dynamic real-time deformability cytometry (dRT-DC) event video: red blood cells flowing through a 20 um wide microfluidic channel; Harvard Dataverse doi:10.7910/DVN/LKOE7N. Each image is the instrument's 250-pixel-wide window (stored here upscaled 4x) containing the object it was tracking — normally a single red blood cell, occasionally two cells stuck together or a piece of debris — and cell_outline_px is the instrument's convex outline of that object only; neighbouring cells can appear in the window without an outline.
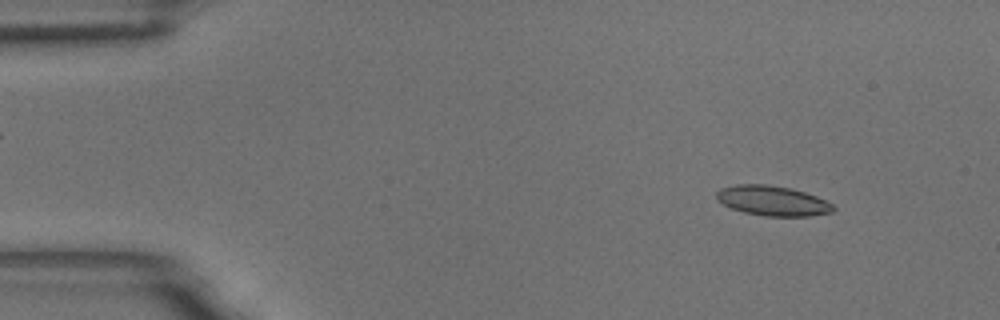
{"species": "common noctule bat (a hibernating species)", "species_latin": "Nyctalus noctula", "temperature_condition": "room temperature", "stored_images_in_passage": 5, "camera_frame_rate_fps": 3000, "um_per_image_px": 0.085, "animal": {"sex": "male", "body_mass_g": 18.8}, "frame": {"image": 1, "passage_image": 1, "time_ms": 0.0, "image_size_px": [1000, 320], "cell_outline_px": [[836, 208], [832, 212], [808, 216], [764, 216], [744, 212], [732, 208], [716, 200], [716, 192], [720, 188], [736, 184], [764, 184], [792, 188], [816, 196], [832, 204]], "centroid_in_image_um": [65.65, 17.06], "position_along_channel_um": 19.4, "area_um2": 20.35}}